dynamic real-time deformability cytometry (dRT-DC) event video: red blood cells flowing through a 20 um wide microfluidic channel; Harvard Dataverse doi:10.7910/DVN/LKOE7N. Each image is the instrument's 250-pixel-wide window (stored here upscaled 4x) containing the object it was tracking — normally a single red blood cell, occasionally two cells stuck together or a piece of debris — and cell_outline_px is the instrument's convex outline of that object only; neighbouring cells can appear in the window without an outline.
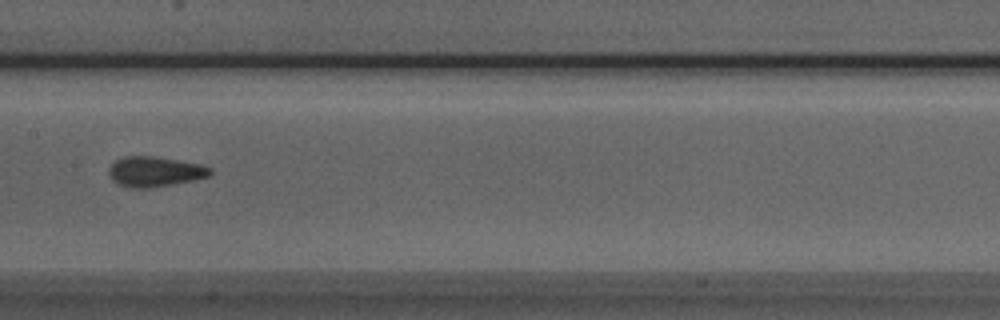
{"species": "Egyptian fruit bat (a non-hibernating species)", "species_latin": "Rousettus aegyptiacus", "temperature_condition": "room temperature", "stored_images_in_passage": 9, "camera_frame_rate_fps": 3000, "um_per_image_px": 0.085, "animal": {"sex": "male"}, "frame": {"image": 1, "passage_image": 7, "time_ms": 2.0, "image_size_px": [1000, 320], "cell_outline_px": [[212, 176], [196, 180], [148, 188], [128, 188], [116, 184], [112, 180], [108, 172], [108, 168], [116, 160], [124, 156], [152, 156], [200, 164], [212, 168]], "centroid_in_image_um": [13.16, 14.6], "position_along_channel_um": 194.2, "area_um2": 17.98}}
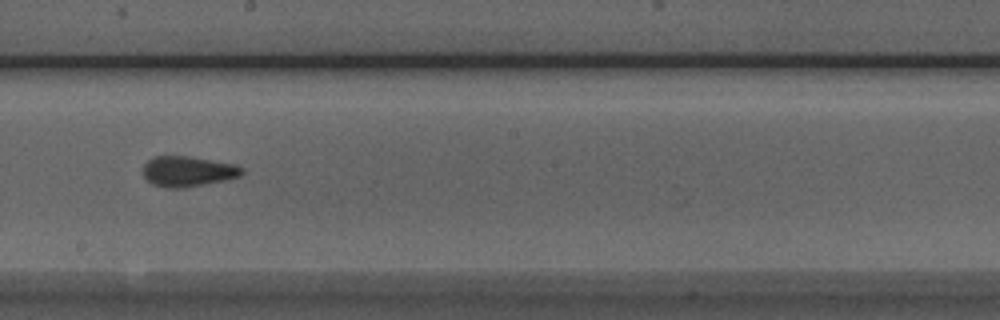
{"frame": {"image": 2, "passage_image": 8, "time_ms": 2.333, "image_size_px": [1000, 320], "cell_outline_px": [[244, 172], [240, 176], [224, 180], [184, 188], [168, 188], [152, 184], [144, 176], [144, 164], [148, 160], [156, 156], [188, 156], [232, 164], [244, 168]], "centroid_in_image_um": [15.96, 14.57], "position_along_channel_um": 232.2, "area_um2": 17.28}}
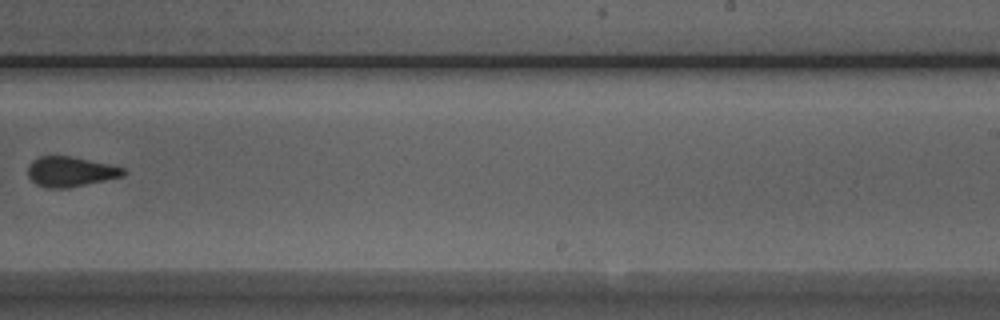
{"frame": {"image": 3, "passage_image": 9, "time_ms": 2.667, "image_size_px": [1000, 320], "cell_outline_px": [[128, 172], [124, 176], [68, 188], [44, 188], [36, 184], [28, 176], [28, 164], [32, 160], [40, 156], [72, 156], [112, 164], [124, 168]], "centroid_in_image_um": [6.01, 14.58], "position_along_channel_um": 283.0, "area_um2": 16.99}}